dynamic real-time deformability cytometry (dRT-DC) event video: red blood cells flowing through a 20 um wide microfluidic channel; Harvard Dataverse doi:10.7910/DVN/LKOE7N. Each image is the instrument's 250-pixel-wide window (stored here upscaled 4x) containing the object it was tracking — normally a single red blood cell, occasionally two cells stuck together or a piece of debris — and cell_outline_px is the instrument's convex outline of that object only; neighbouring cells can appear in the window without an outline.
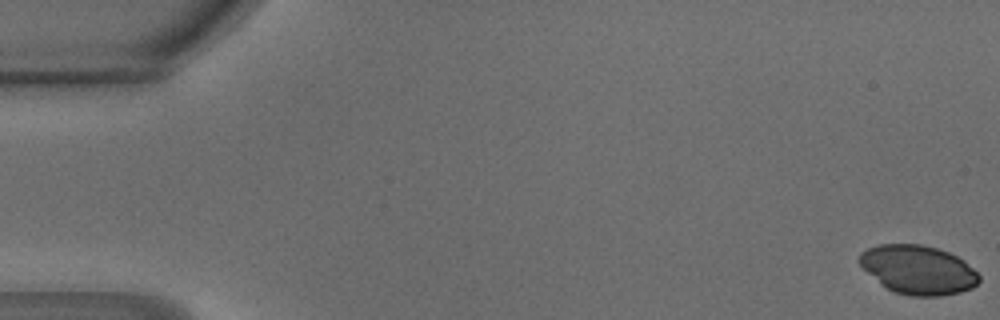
{"species": "common noctule bat (a hibernating species)", "species_latin": "Nyctalus noctula", "temperature_condition": "warm", "stored_images_in_passage": 47, "camera_frame_rate_fps": 3000, "um_per_image_px": 0.085, "animal": {"sex": "male", "body_mass_g": 18.8}, "frame": {"image": 1, "passage_image": 1, "time_ms": 0.0, "image_size_px": [1000, 320], "cell_outline_px": [[980, 280], [972, 288], [960, 292], [940, 296], [908, 296], [896, 292], [880, 284], [856, 260], [860, 252], [868, 248], [880, 244], [920, 244], [936, 248], [948, 252], [964, 260], [980, 276]], "centroid_in_image_um": [78.03, 22.93], "position_along_channel_um": 7.0, "area_um2": 34.04}}